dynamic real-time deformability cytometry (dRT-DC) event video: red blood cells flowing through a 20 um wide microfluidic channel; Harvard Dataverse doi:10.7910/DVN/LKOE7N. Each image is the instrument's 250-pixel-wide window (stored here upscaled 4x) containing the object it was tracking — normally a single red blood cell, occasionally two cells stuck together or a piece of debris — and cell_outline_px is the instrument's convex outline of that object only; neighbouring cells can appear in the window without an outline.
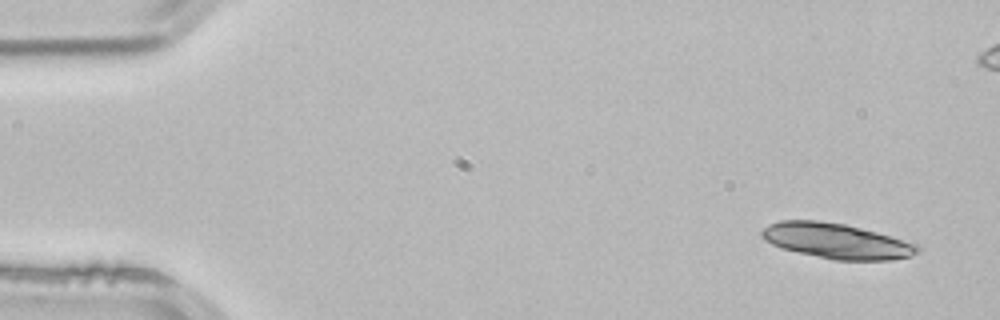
{"species": "common noctule bat (a hibernating species)", "species_latin": "Nyctalus noctula", "temperature_condition": "room temperature", "stored_images_in_passage": 4, "camera_frame_rate_fps": 3000, "um_per_image_px": 0.085, "animal": {"sex": "male", "body_mass_g": 21.5, "forearm_length_mm": 52.0}, "frame": {"image": 1, "passage_image": 1, "time_ms": 0.0, "image_size_px": [1000, 320], "cell_outline_px": [[920, 252], [912, 256], [892, 260], [832, 260], [780, 248], [764, 240], [760, 232], [768, 224], [780, 220], [820, 220], [844, 224], [876, 232], [916, 244], [920, 248]], "centroid_in_image_um": [71.07, 20.48], "position_along_channel_um": 13.9, "area_um2": 32.02}}